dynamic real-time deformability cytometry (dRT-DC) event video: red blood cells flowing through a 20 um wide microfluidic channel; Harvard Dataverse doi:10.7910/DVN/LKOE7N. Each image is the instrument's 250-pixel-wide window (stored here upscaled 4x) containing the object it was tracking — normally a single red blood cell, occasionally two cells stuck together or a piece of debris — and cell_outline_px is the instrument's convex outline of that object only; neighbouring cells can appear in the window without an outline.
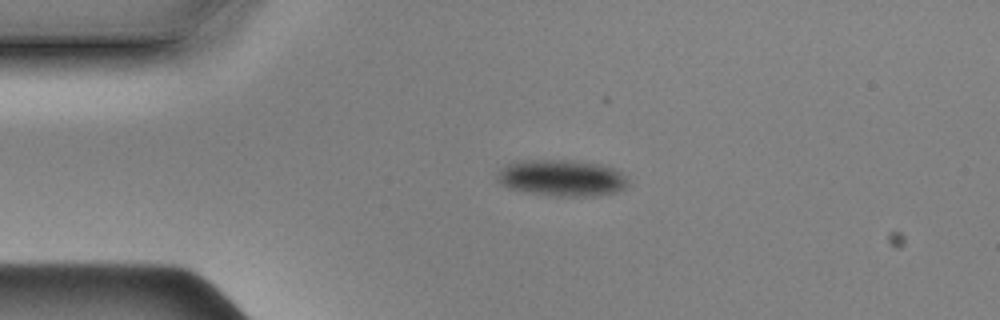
{"species": "Egyptian fruit bat (a non-hibernating species)", "species_latin": "Rousettus aegyptiacus", "temperature_condition": "cold", "stored_images_in_passage": 46, "camera_frame_rate_fps": 3000, "um_per_image_px": 0.085, "animal": {"sex": "male"}, "frame": {"image": 1, "passage_image": 1, "time_ms": 0.0, "image_size_px": [1000, 320], "cell_outline_px": [[628, 188], [616, 192], [592, 196], [556, 196], [508, 188], [496, 180], [496, 176], [500, 168], [508, 164], [520, 160], [580, 160], [604, 164], [628, 176]], "centroid_in_image_um": [47.8, 15.11], "position_along_channel_um": 37.2, "area_um2": 28.09}}
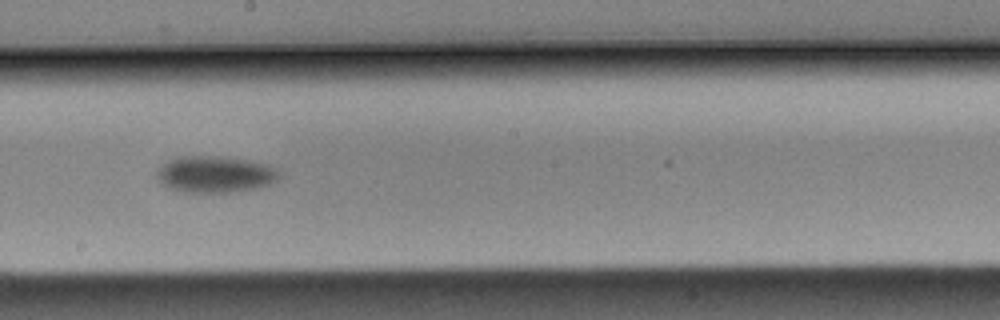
{"frame": {"image": 2, "passage_image": 20, "time_ms": 6.333, "image_size_px": [1000, 320], "cell_outline_px": [[280, 176], [276, 180], [260, 188], [232, 192], [184, 192], [168, 188], [156, 180], [156, 172], [168, 160], [176, 156], [228, 156], [248, 160], [280, 168]], "centroid_in_image_um": [18.28, 14.81], "position_along_channel_um": 229.9, "area_um2": 26.47}}
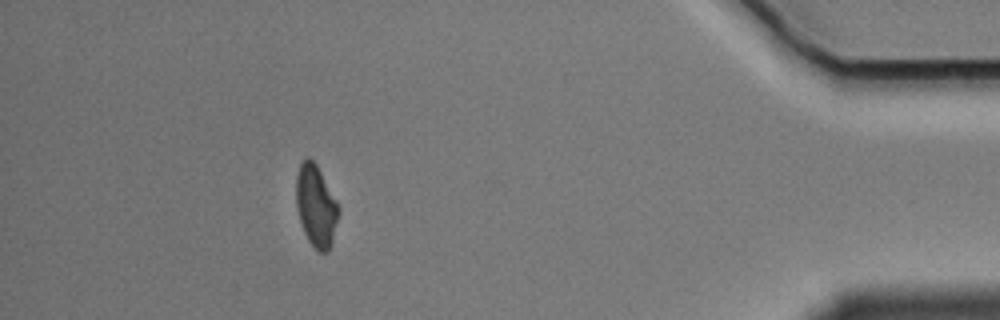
{"frame": {"image": 3, "passage_image": 40, "time_ms": 13.0, "image_size_px": [1000, 320], "cell_outline_px": [[340, 212], [332, 244], [328, 252], [320, 252], [308, 240], [304, 232], [296, 208], [296, 176], [300, 164], [308, 156], [316, 164], [336, 200], [340, 208]], "centroid_in_image_um": [26.87, 17.52], "position_along_channel_um": 408.3, "area_um2": 20.17}, "authors_computed_cell_mechanics": {"area_um2": 23.987, "velocity_mm_per_s": 3.4954, "shape_relaxation_time_tau1_ms": 1.3887, "shape_relaxation_time_tau2_ms": null, "deformation_change_tau1": 0.0512, "deformation_change_tau2": null}}